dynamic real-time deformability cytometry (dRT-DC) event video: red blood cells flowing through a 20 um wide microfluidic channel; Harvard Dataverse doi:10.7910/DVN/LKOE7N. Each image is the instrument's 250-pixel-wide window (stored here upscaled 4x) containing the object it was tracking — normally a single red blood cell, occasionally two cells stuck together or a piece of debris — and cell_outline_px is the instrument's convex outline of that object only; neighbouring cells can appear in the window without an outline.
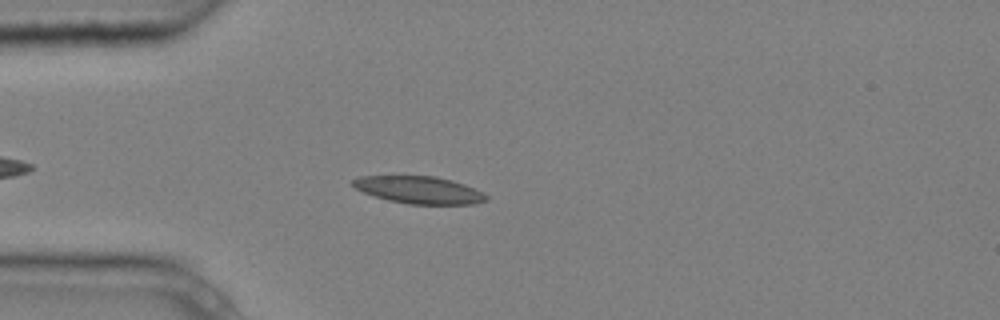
{"species": "common noctule bat (a hibernating species)", "species_latin": "Nyctalus noctula", "temperature_condition": "cold", "stored_images_in_passage": 5, "camera_frame_rate_fps": 3000, "um_per_image_px": 0.085, "animal": {"sex": "male", "body_mass_g": 20.4}, "frame": {"image": 1, "passage_image": 5, "time_ms": 1.333, "image_size_px": [1000, 320], "cell_outline_px": [[488, 200], [476, 204], [408, 204], [388, 200], [364, 192], [356, 188], [352, 184], [352, 180], [360, 176], [436, 176], [452, 180], [464, 184], [488, 196]], "centroid_in_image_um": [35.64, 16.14], "position_along_channel_um": 49.4, "area_um2": 21.04}}